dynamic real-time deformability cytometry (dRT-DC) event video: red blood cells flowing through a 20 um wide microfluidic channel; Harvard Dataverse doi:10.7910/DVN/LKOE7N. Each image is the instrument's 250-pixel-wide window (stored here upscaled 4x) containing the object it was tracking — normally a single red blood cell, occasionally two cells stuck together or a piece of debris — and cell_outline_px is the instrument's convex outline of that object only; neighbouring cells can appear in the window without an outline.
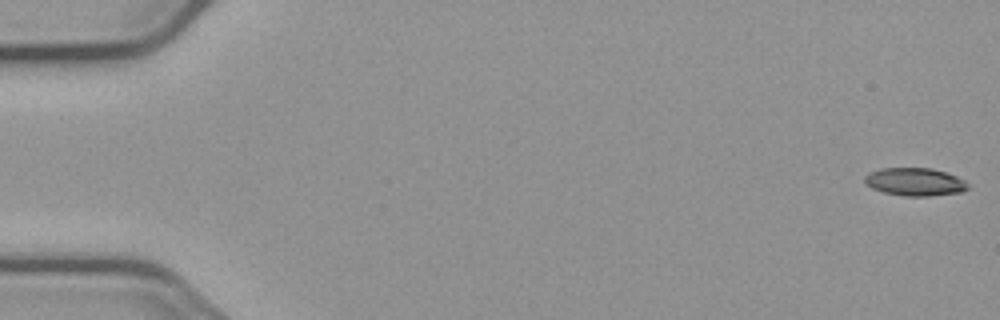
{"species": "common noctule bat (a hibernating species)", "species_latin": "Nyctalus noctula", "temperature_condition": "cold", "stored_images_in_passage": 2, "camera_frame_rate_fps": 3000, "um_per_image_px": 0.085, "animal": {"sex": "male", "body_mass_g": 23.1, "forearm_length_mm": 52.7}, "frame": {"image": 1, "passage_image": 1, "time_ms": 0.0, "image_size_px": [1000, 320], "cell_outline_px": [[968, 188], [960, 192], [928, 196], [904, 196], [884, 192], [872, 188], [864, 180], [864, 176], [868, 172], [880, 168], [932, 168], [956, 176], [964, 180], [968, 184]], "centroid_in_image_um": [77.74, 15.45], "position_along_channel_um": 7.3, "area_um2": 16.7}}